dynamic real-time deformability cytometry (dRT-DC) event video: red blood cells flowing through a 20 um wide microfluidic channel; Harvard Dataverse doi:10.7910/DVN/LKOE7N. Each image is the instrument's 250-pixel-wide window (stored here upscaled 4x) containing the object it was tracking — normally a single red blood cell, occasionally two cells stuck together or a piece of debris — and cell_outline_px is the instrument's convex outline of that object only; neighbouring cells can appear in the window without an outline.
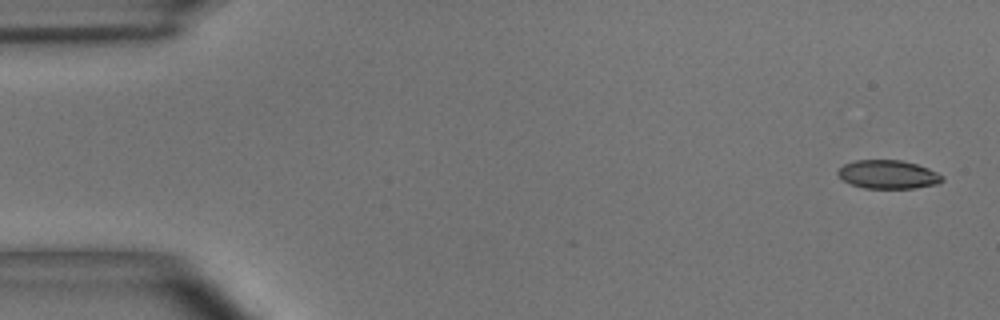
{"species": "common noctule bat (a hibernating species)", "species_latin": "Nyctalus noctula", "temperature_condition": "room temperature", "stored_images_in_passage": 5, "camera_frame_rate_fps": 3000, "um_per_image_px": 0.085, "animal": {"sex": "male", "body_mass_g": 15.6}, "frame": {"image": 1, "passage_image": 1, "time_ms": 0.0, "image_size_px": [1000, 320], "cell_outline_px": [[944, 180], [936, 184], [912, 188], [864, 188], [852, 184], [844, 180], [836, 172], [844, 164], [856, 160], [900, 160], [916, 164], [928, 168], [944, 176]], "centroid_in_image_um": [75.5, 14.82], "position_along_channel_um": 9.5, "area_um2": 17.17}}
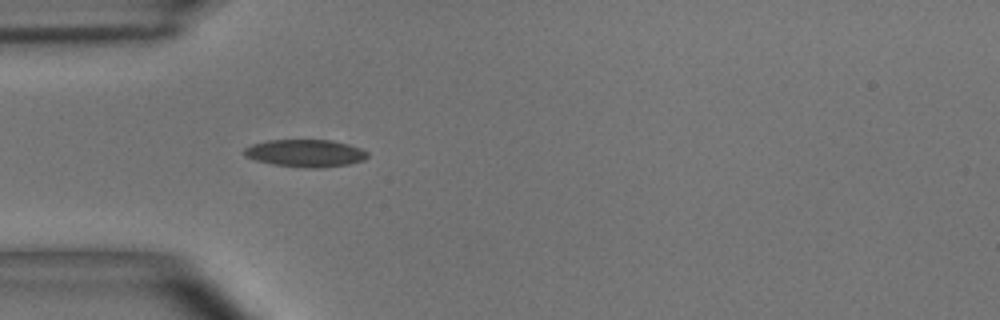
{"frame": {"image": 2, "passage_image": 5, "time_ms": 1.333, "image_size_px": [1000, 320], "cell_outline_px": [[368, 156], [364, 160], [348, 164], [324, 168], [308, 168], [272, 164], [256, 160], [244, 156], [244, 148], [252, 144], [268, 140], [332, 140], [348, 144], [360, 148], [368, 152]], "centroid_in_image_um": [25.97, 13.02], "position_along_channel_um": 59.0, "area_um2": 19.77}}